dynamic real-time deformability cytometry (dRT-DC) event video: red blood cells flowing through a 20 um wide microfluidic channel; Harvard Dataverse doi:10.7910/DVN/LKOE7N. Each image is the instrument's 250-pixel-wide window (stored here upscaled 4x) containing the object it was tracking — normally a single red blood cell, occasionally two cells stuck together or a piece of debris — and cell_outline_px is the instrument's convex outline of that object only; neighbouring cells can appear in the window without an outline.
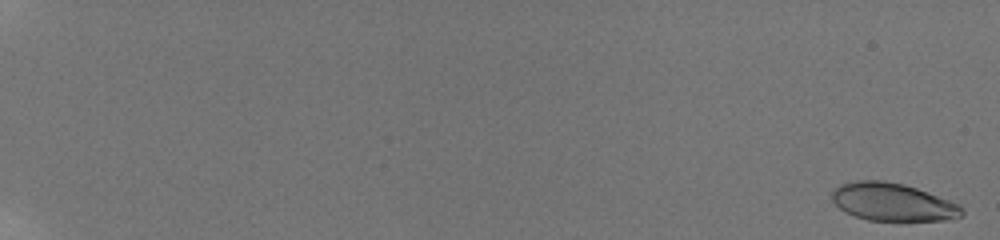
{"species": "human", "species_latin": "Homo sapiens", "temperature_condition": "room temperature", "stored_images_in_passage": 50, "camera_frame_rate_fps": 3000, "um_per_image_px": 0.085, "donor": {"sex": "male"}, "frame": {"image": 1, "passage_image": 1, "time_ms": 0.0, "image_size_px": [1000, 240], "cell_outline_px": [[964, 212], [960, 216], [944, 220], [868, 220], [844, 212], [832, 200], [832, 192], [840, 184], [856, 180], [884, 180], [904, 184], [916, 188], [960, 204]], "centroid_in_image_um": [75.86, 17.16], "position_along_channel_um": 9.1, "area_um2": 28.44}}
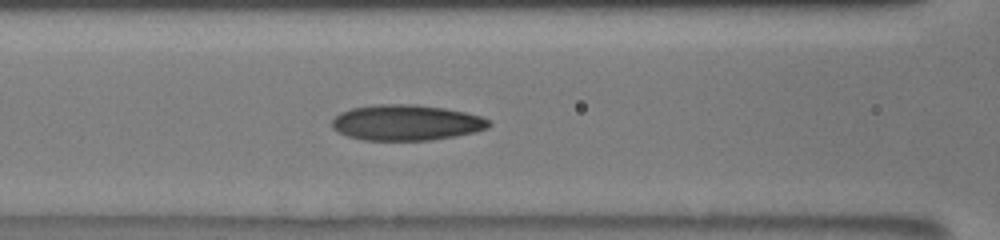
{"frame": {"image": 2, "passage_image": 23, "time_ms": 9.667, "image_size_px": [1000, 240], "cell_outline_px": [[492, 124], [488, 128], [456, 136], [432, 140], [360, 140], [336, 132], [332, 128], [332, 120], [340, 112], [352, 108], [380, 104], [408, 104], [444, 108], [464, 112], [480, 116], [488, 120]], "centroid_in_image_um": [34.5, 10.43], "position_along_channel_um": 132.1, "area_um2": 32.54}}
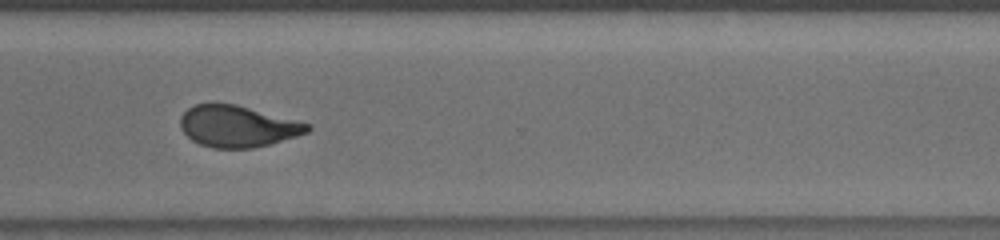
{"frame": {"image": 3, "passage_image": 38, "time_ms": 15.333, "image_size_px": [1000, 240], "cell_outline_px": [[312, 128], [308, 132], [296, 136], [268, 144], [252, 148], [212, 148], [200, 144], [192, 140], [180, 128], [180, 116], [188, 108], [196, 104], [236, 104], [312, 124]], "centroid_in_image_um": [20.2, 10.73], "position_along_channel_um": 350.4, "area_um2": 30.58}, "authors_computed_cell_mechanics": {"area_um2": 30.5762, "velocity_mm_per_s": 3.866, "shape_relaxation_time_tau1_ms": 9.1856, "shape_relaxation_time_tau2_ms": 1.6248, "deformation_change_tau1": 0.2353, "deformation_change_tau2": 0.088}}